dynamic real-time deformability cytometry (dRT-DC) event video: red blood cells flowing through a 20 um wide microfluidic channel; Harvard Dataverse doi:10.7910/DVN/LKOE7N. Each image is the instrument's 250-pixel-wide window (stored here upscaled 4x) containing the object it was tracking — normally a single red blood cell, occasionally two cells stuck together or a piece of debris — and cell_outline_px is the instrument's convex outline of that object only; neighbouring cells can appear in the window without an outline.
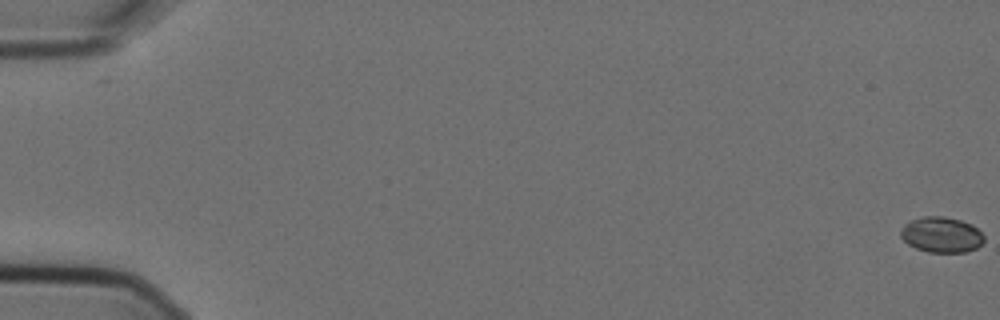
{"species": "Egyptian fruit bat (a non-hibernating species)", "species_latin": "Rousettus aegyptiacus", "temperature_condition": "cold", "stored_images_in_passage": 4, "camera_frame_rate_fps": 3000, "um_per_image_px": 0.085, "animal": {"sex": "female"}, "frame": {"image": 1, "passage_image": 1, "time_ms": 0.0, "image_size_px": [1000, 320], "cell_outline_px": [[984, 240], [976, 248], [964, 252], [928, 252], [916, 248], [908, 244], [900, 236], [900, 228], [908, 220], [924, 216], [944, 216], [960, 220], [972, 224], [984, 236]], "centroid_in_image_um": [79.98, 19.93], "position_along_channel_um": 5.0, "area_um2": 17.34}}